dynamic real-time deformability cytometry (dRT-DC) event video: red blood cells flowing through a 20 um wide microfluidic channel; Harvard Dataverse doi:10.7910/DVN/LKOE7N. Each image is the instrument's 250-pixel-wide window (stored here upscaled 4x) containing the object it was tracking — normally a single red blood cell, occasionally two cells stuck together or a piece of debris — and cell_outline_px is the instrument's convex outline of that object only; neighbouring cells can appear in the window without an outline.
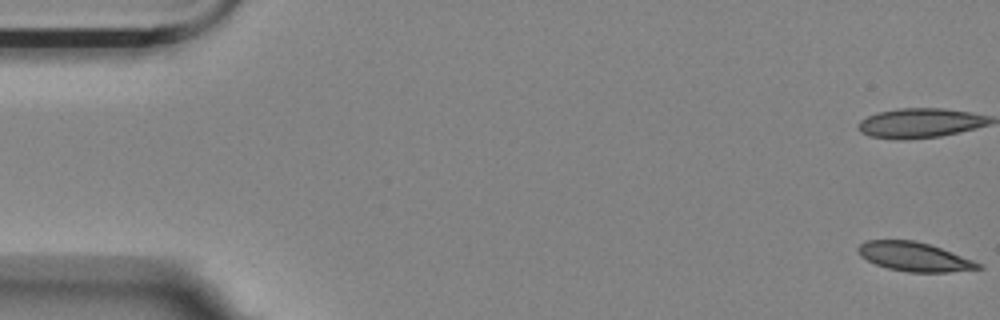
{"species": "Egyptian fruit bat (a non-hibernating species)", "species_latin": "Rousettus aegyptiacus", "temperature_condition": "room temperature", "stored_images_in_passage": 9, "camera_frame_rate_fps": 3000, "um_per_image_px": 0.085, "animal": {"sex": "female"}, "frame": {"image": 1, "passage_image": 1, "time_ms": 0.0, "image_size_px": [1000, 320], "cell_outline_px": [[984, 268], [948, 272], [908, 272], [888, 268], [876, 264], [860, 256], [856, 248], [864, 240], [916, 240], [940, 248], [984, 264]], "centroid_in_image_um": [77.71, 21.82], "position_along_channel_um": 7.3, "area_um2": 20.29}}
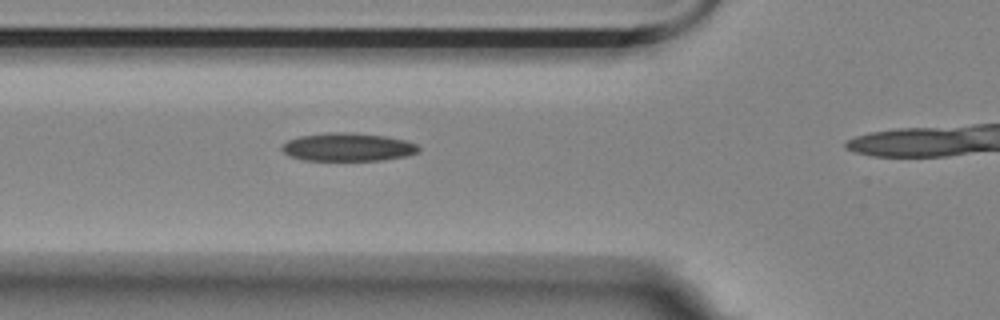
{"frame": {"image": 2, "passage_image": 9, "time_ms": 10.0, "image_size_px": [1000, 320], "cell_outline_px": [[420, 148], [416, 152], [404, 156], [380, 160], [304, 160], [292, 156], [284, 152], [280, 148], [288, 140], [300, 136], [328, 132], [344, 132], [384, 136], [404, 140], [416, 144]], "centroid_in_image_um": [29.54, 12.5], "position_along_channel_um": 96.3, "area_um2": 22.02}}